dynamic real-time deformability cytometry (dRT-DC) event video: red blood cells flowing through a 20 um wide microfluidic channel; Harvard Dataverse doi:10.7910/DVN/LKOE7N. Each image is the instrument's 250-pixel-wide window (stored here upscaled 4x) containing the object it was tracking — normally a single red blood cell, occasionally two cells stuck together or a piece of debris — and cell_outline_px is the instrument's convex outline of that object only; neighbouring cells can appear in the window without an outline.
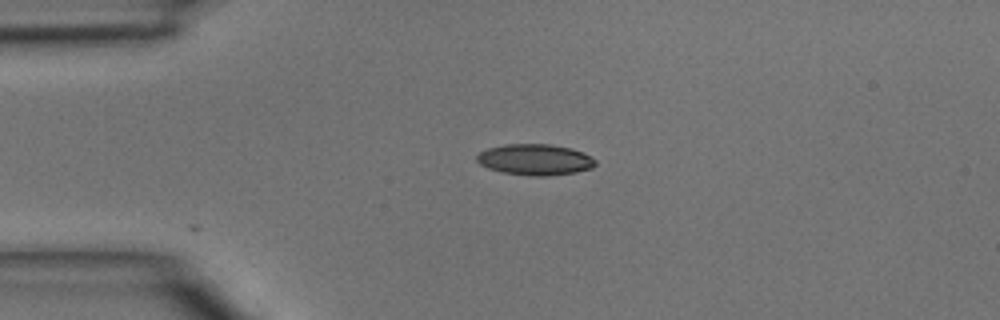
{"species": "common noctule bat (a hibernating species)", "species_latin": "Nyctalus noctula", "temperature_condition": "room temperature", "stored_images_in_passage": 1, "camera_frame_rate_fps": 3000, "um_per_image_px": 0.085, "animal": {"sex": "male", "body_mass_g": 15.6}, "frame": {"image": 1, "passage_image": 1, "time_ms": 0.0, "image_size_px": [1000, 320], "cell_outline_px": [[596, 164], [592, 168], [576, 172], [548, 176], [532, 176], [504, 172], [488, 168], [480, 164], [476, 160], [476, 156], [480, 152], [488, 148], [504, 144], [552, 144], [572, 148], [584, 152], [596, 160]], "centroid_in_image_um": [45.5, 13.56], "position_along_channel_um": 39.5, "area_um2": 21.56}}